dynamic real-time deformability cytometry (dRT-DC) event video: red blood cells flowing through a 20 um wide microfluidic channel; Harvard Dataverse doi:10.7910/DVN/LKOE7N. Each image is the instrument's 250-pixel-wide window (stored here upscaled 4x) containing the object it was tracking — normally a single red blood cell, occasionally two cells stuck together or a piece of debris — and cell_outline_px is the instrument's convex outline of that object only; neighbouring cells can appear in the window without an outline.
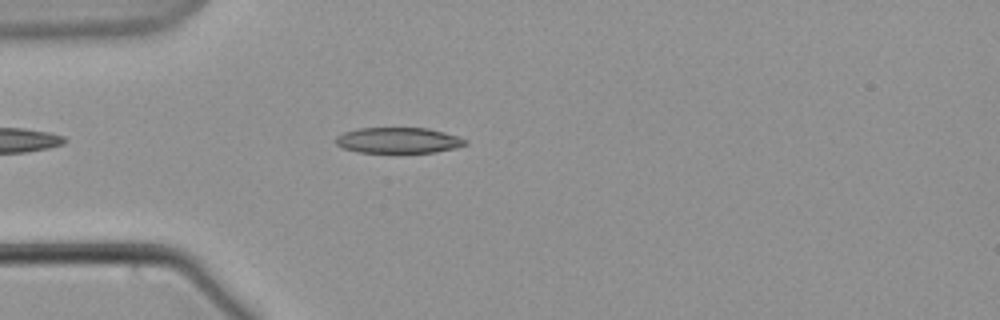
{"species": "common noctule bat (a hibernating species)", "species_latin": "Nyctalus noctula", "temperature_condition": "warm", "stored_images_in_passage": 23, "camera_frame_rate_fps": 3000, "um_per_image_px": 0.085, "animal": {"sex": "male", "body_mass_g": 21.5, "forearm_length_mm": 52.0}, "frame": {"image": 1, "passage_image": 4, "time_ms": 1.0, "image_size_px": [1000, 320], "cell_outline_px": [[468, 144], [456, 148], [436, 152], [356, 152], [344, 148], [336, 144], [336, 136], [344, 132], [356, 128], [428, 128], [444, 132], [468, 140]], "centroid_in_image_um": [33.87, 11.92], "position_along_channel_um": 51.1, "area_um2": 19.42}}
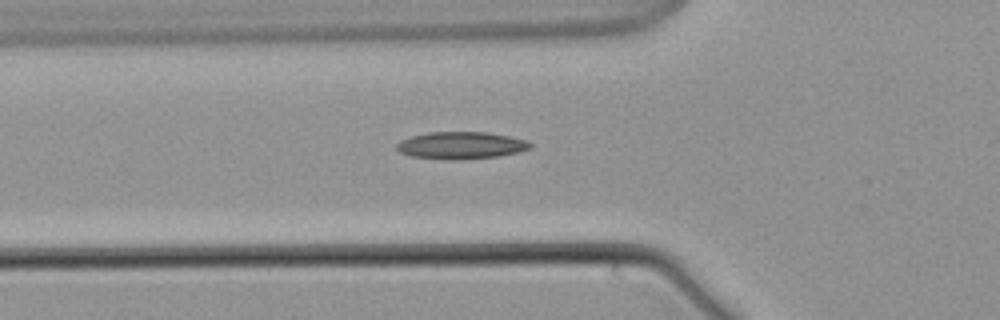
{"frame": {"image": 2, "passage_image": 8, "time_ms": 2.333, "image_size_px": [1000, 320], "cell_outline_px": [[532, 148], [500, 156], [412, 156], [400, 152], [396, 148], [396, 144], [400, 140], [412, 136], [428, 132], [484, 132], [508, 136], [528, 140], [532, 144]], "centroid_in_image_um": [39.22, 12.29], "position_along_channel_um": 86.6, "area_um2": 19.77}}
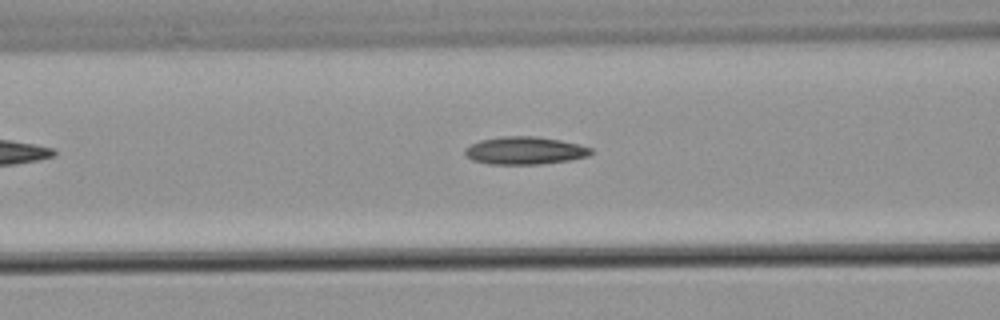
{"frame": {"image": 3, "passage_image": 11, "time_ms": 3.333, "image_size_px": [1000, 320], "cell_outline_px": [[592, 152], [588, 156], [572, 160], [540, 164], [488, 164], [472, 160], [464, 156], [464, 148], [480, 140], [500, 136], [536, 136], [560, 140], [592, 148]], "centroid_in_image_um": [44.57, 12.8], "position_along_channel_um": 122.0, "area_um2": 20.46}}